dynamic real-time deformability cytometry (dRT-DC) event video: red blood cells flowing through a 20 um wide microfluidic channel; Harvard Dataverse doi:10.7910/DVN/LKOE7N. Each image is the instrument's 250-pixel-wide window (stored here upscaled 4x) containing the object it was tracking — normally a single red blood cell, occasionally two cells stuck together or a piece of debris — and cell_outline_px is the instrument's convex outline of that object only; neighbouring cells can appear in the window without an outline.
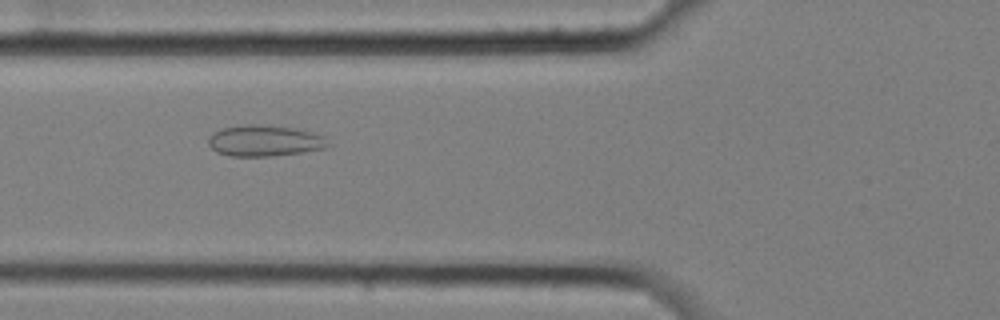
{"species": "common noctule bat (a hibernating species)", "species_latin": "Nyctalus noctula", "temperature_condition": "cold", "stored_images_in_passage": 4, "camera_frame_rate_fps": 3000, "um_per_image_px": 0.085, "animal": {"sex": "female", "body_mass_g": 25.1}, "frame": {"image": 1, "passage_image": 3, "time_ms": 0.667, "image_size_px": [1000, 320], "cell_outline_px": [[332, 144], [324, 148], [304, 152], [272, 156], [228, 156], [216, 152], [208, 144], [208, 136], [212, 132], [224, 128], [244, 124], [260, 124], [292, 128], [312, 132], [324, 136]], "centroid_in_image_um": [22.48, 11.96], "position_along_channel_um": 103.3, "area_um2": 21.91}}